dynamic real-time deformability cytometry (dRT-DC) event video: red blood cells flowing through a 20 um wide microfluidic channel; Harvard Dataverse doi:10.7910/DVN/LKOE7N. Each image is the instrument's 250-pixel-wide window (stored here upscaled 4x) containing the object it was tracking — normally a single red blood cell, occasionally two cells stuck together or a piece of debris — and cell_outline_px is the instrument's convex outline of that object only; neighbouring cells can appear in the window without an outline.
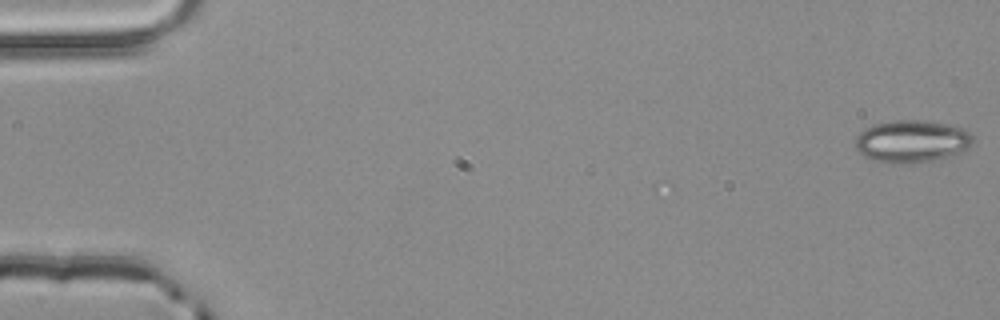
{"species": "common noctule bat (a hibernating species)", "species_latin": "Nyctalus noctula", "temperature_condition": "room temperature", "stored_images_in_passage": 4, "camera_frame_rate_fps": 3000, "um_per_image_px": 0.085, "animal": {"sex": "male", "body_mass_g": 20.4}, "frame": {"image": 1, "passage_image": 1, "time_ms": 0.0, "image_size_px": [1000, 320], "cell_outline_px": [[972, 140], [968, 148], [960, 152], [948, 156], [916, 164], [892, 164], [872, 160], [864, 156], [852, 144], [856, 136], [864, 128], [872, 124], [896, 120], [924, 120], [944, 124], [960, 128], [968, 132], [972, 136]], "centroid_in_image_um": [77.41, 12.03], "position_along_channel_um": 7.6, "area_um2": 29.19}}